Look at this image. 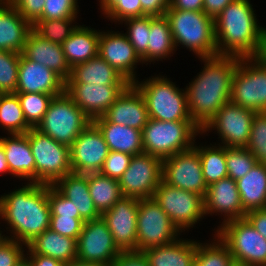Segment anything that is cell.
Here are the masks:
<instances>
[{"mask_svg":"<svg viewBox=\"0 0 266 266\" xmlns=\"http://www.w3.org/2000/svg\"><path fill=\"white\" fill-rule=\"evenodd\" d=\"M198 59L203 62V69L185 90L190 117L202 129L224 104L230 102L232 77L240 58L215 55Z\"/></svg>","mask_w":266,"mask_h":266,"instance_id":"6da1fadb","label":"cell"},{"mask_svg":"<svg viewBox=\"0 0 266 266\" xmlns=\"http://www.w3.org/2000/svg\"><path fill=\"white\" fill-rule=\"evenodd\" d=\"M0 195V220L8 226L5 237L28 245L50 228L48 185L24 182ZM9 229V230H8ZM10 233H9V232Z\"/></svg>","mask_w":266,"mask_h":266,"instance_id":"7a4b0ae2","label":"cell"},{"mask_svg":"<svg viewBox=\"0 0 266 266\" xmlns=\"http://www.w3.org/2000/svg\"><path fill=\"white\" fill-rule=\"evenodd\" d=\"M250 0H234L214 20L217 55L259 57L265 26Z\"/></svg>","mask_w":266,"mask_h":266,"instance_id":"3957f363","label":"cell"},{"mask_svg":"<svg viewBox=\"0 0 266 266\" xmlns=\"http://www.w3.org/2000/svg\"><path fill=\"white\" fill-rule=\"evenodd\" d=\"M176 47L192 51L198 58L217 55L214 19L203 11H185L169 7L165 13Z\"/></svg>","mask_w":266,"mask_h":266,"instance_id":"277c9868","label":"cell"},{"mask_svg":"<svg viewBox=\"0 0 266 266\" xmlns=\"http://www.w3.org/2000/svg\"><path fill=\"white\" fill-rule=\"evenodd\" d=\"M133 85L142 94L150 119L167 122L192 121L185 88H179L167 76L159 73L149 79H138Z\"/></svg>","mask_w":266,"mask_h":266,"instance_id":"5b68a950","label":"cell"},{"mask_svg":"<svg viewBox=\"0 0 266 266\" xmlns=\"http://www.w3.org/2000/svg\"><path fill=\"white\" fill-rule=\"evenodd\" d=\"M201 129L193 121L149 119L142 130L143 153L163 159L194 147Z\"/></svg>","mask_w":266,"mask_h":266,"instance_id":"8992f818","label":"cell"},{"mask_svg":"<svg viewBox=\"0 0 266 266\" xmlns=\"http://www.w3.org/2000/svg\"><path fill=\"white\" fill-rule=\"evenodd\" d=\"M90 123L92 120L64 91L53 97L36 129L70 147Z\"/></svg>","mask_w":266,"mask_h":266,"instance_id":"52a82bcc","label":"cell"},{"mask_svg":"<svg viewBox=\"0 0 266 266\" xmlns=\"http://www.w3.org/2000/svg\"><path fill=\"white\" fill-rule=\"evenodd\" d=\"M27 137L35 159V183L54 185L72 172L69 146L58 143L36 128H31Z\"/></svg>","mask_w":266,"mask_h":266,"instance_id":"ba28073f","label":"cell"},{"mask_svg":"<svg viewBox=\"0 0 266 266\" xmlns=\"http://www.w3.org/2000/svg\"><path fill=\"white\" fill-rule=\"evenodd\" d=\"M215 234L228 247L235 264L266 266V239L246 218L221 225Z\"/></svg>","mask_w":266,"mask_h":266,"instance_id":"9c48e42d","label":"cell"},{"mask_svg":"<svg viewBox=\"0 0 266 266\" xmlns=\"http://www.w3.org/2000/svg\"><path fill=\"white\" fill-rule=\"evenodd\" d=\"M230 101L256 113L266 112V63L262 59H239L232 77Z\"/></svg>","mask_w":266,"mask_h":266,"instance_id":"30bf717a","label":"cell"},{"mask_svg":"<svg viewBox=\"0 0 266 266\" xmlns=\"http://www.w3.org/2000/svg\"><path fill=\"white\" fill-rule=\"evenodd\" d=\"M152 198L182 233L195 227L206 216L203 196L172 187L163 181Z\"/></svg>","mask_w":266,"mask_h":266,"instance_id":"8fae6325","label":"cell"},{"mask_svg":"<svg viewBox=\"0 0 266 266\" xmlns=\"http://www.w3.org/2000/svg\"><path fill=\"white\" fill-rule=\"evenodd\" d=\"M181 233L153 198L139 199L137 252L175 242L180 238Z\"/></svg>","mask_w":266,"mask_h":266,"instance_id":"7c38bea8","label":"cell"},{"mask_svg":"<svg viewBox=\"0 0 266 266\" xmlns=\"http://www.w3.org/2000/svg\"><path fill=\"white\" fill-rule=\"evenodd\" d=\"M255 113L231 101L227 102L201 129V136L215 130L221 141L219 145L246 147Z\"/></svg>","mask_w":266,"mask_h":266,"instance_id":"4fadbf2b","label":"cell"},{"mask_svg":"<svg viewBox=\"0 0 266 266\" xmlns=\"http://www.w3.org/2000/svg\"><path fill=\"white\" fill-rule=\"evenodd\" d=\"M162 159L148 153L134 155L119 179L124 197L150 199L162 181Z\"/></svg>","mask_w":266,"mask_h":266,"instance_id":"5bb4252c","label":"cell"},{"mask_svg":"<svg viewBox=\"0 0 266 266\" xmlns=\"http://www.w3.org/2000/svg\"><path fill=\"white\" fill-rule=\"evenodd\" d=\"M121 252L102 217L83 224L77 239V260L111 266Z\"/></svg>","mask_w":266,"mask_h":266,"instance_id":"9a60e30c","label":"cell"},{"mask_svg":"<svg viewBox=\"0 0 266 266\" xmlns=\"http://www.w3.org/2000/svg\"><path fill=\"white\" fill-rule=\"evenodd\" d=\"M162 181L172 187L194 192L204 197L207 184L204 180L198 152L192 148L163 159Z\"/></svg>","mask_w":266,"mask_h":266,"instance_id":"2e32d148","label":"cell"},{"mask_svg":"<svg viewBox=\"0 0 266 266\" xmlns=\"http://www.w3.org/2000/svg\"><path fill=\"white\" fill-rule=\"evenodd\" d=\"M100 30L98 55L121 74L130 84L139 79L137 65L143 62L124 31ZM140 63V64H139ZM138 77V78H137Z\"/></svg>","mask_w":266,"mask_h":266,"instance_id":"e0dca14e","label":"cell"},{"mask_svg":"<svg viewBox=\"0 0 266 266\" xmlns=\"http://www.w3.org/2000/svg\"><path fill=\"white\" fill-rule=\"evenodd\" d=\"M109 149L99 128L92 122L70 146V163L74 173L100 172Z\"/></svg>","mask_w":266,"mask_h":266,"instance_id":"ac0fdd59","label":"cell"},{"mask_svg":"<svg viewBox=\"0 0 266 266\" xmlns=\"http://www.w3.org/2000/svg\"><path fill=\"white\" fill-rule=\"evenodd\" d=\"M138 205L139 199L123 196L101 215L122 252L137 251Z\"/></svg>","mask_w":266,"mask_h":266,"instance_id":"d6986e66","label":"cell"},{"mask_svg":"<svg viewBox=\"0 0 266 266\" xmlns=\"http://www.w3.org/2000/svg\"><path fill=\"white\" fill-rule=\"evenodd\" d=\"M205 215L210 214L215 216L218 214L222 223L214 228L215 231L225 223L245 218L246 211L241 204V196L237 189L235 180L229 177L220 179L217 182L207 186V191L204 196Z\"/></svg>","mask_w":266,"mask_h":266,"instance_id":"ffe728a7","label":"cell"},{"mask_svg":"<svg viewBox=\"0 0 266 266\" xmlns=\"http://www.w3.org/2000/svg\"><path fill=\"white\" fill-rule=\"evenodd\" d=\"M128 85L65 84V92L93 121L102 117Z\"/></svg>","mask_w":266,"mask_h":266,"instance_id":"44dd1931","label":"cell"},{"mask_svg":"<svg viewBox=\"0 0 266 266\" xmlns=\"http://www.w3.org/2000/svg\"><path fill=\"white\" fill-rule=\"evenodd\" d=\"M64 91L65 81L57 73L21 53L16 93H45L54 97Z\"/></svg>","mask_w":266,"mask_h":266,"instance_id":"7402d4cb","label":"cell"},{"mask_svg":"<svg viewBox=\"0 0 266 266\" xmlns=\"http://www.w3.org/2000/svg\"><path fill=\"white\" fill-rule=\"evenodd\" d=\"M104 117L111 123L128 126L138 130L149 121L146 102L133 85L129 84L109 107Z\"/></svg>","mask_w":266,"mask_h":266,"instance_id":"603a6c76","label":"cell"},{"mask_svg":"<svg viewBox=\"0 0 266 266\" xmlns=\"http://www.w3.org/2000/svg\"><path fill=\"white\" fill-rule=\"evenodd\" d=\"M22 54L29 60L42 64L57 73L65 82L71 67L64 56L62 46L41 38L31 30L26 38Z\"/></svg>","mask_w":266,"mask_h":266,"instance_id":"cb8c5ba5","label":"cell"},{"mask_svg":"<svg viewBox=\"0 0 266 266\" xmlns=\"http://www.w3.org/2000/svg\"><path fill=\"white\" fill-rule=\"evenodd\" d=\"M10 175L22 181L35 183V159L27 133L0 136Z\"/></svg>","mask_w":266,"mask_h":266,"instance_id":"d4e9b609","label":"cell"},{"mask_svg":"<svg viewBox=\"0 0 266 266\" xmlns=\"http://www.w3.org/2000/svg\"><path fill=\"white\" fill-rule=\"evenodd\" d=\"M32 25L8 1H0V50L22 53Z\"/></svg>","mask_w":266,"mask_h":266,"instance_id":"484cf974","label":"cell"},{"mask_svg":"<svg viewBox=\"0 0 266 266\" xmlns=\"http://www.w3.org/2000/svg\"><path fill=\"white\" fill-rule=\"evenodd\" d=\"M53 186L72 201L84 222L101 217L89 193L87 174L71 172L59 179Z\"/></svg>","mask_w":266,"mask_h":266,"instance_id":"4316f807","label":"cell"},{"mask_svg":"<svg viewBox=\"0 0 266 266\" xmlns=\"http://www.w3.org/2000/svg\"><path fill=\"white\" fill-rule=\"evenodd\" d=\"M186 239L179 238L175 242L147 248L142 252L149 266H195L197 240Z\"/></svg>","mask_w":266,"mask_h":266,"instance_id":"83f0119b","label":"cell"},{"mask_svg":"<svg viewBox=\"0 0 266 266\" xmlns=\"http://www.w3.org/2000/svg\"><path fill=\"white\" fill-rule=\"evenodd\" d=\"M129 85L130 83L99 55L71 68L65 84Z\"/></svg>","mask_w":266,"mask_h":266,"instance_id":"f1b7e54d","label":"cell"},{"mask_svg":"<svg viewBox=\"0 0 266 266\" xmlns=\"http://www.w3.org/2000/svg\"><path fill=\"white\" fill-rule=\"evenodd\" d=\"M101 131L109 151L132 156L143 153L142 130L109 122L104 116L92 121Z\"/></svg>","mask_w":266,"mask_h":266,"instance_id":"f546056e","label":"cell"},{"mask_svg":"<svg viewBox=\"0 0 266 266\" xmlns=\"http://www.w3.org/2000/svg\"><path fill=\"white\" fill-rule=\"evenodd\" d=\"M27 249L26 255H45L65 264L77 260V240L51 229L37 236L27 245Z\"/></svg>","mask_w":266,"mask_h":266,"instance_id":"4dcf8cb0","label":"cell"},{"mask_svg":"<svg viewBox=\"0 0 266 266\" xmlns=\"http://www.w3.org/2000/svg\"><path fill=\"white\" fill-rule=\"evenodd\" d=\"M100 30L79 25L61 45L70 67L86 62L98 55Z\"/></svg>","mask_w":266,"mask_h":266,"instance_id":"1f68e13d","label":"cell"},{"mask_svg":"<svg viewBox=\"0 0 266 266\" xmlns=\"http://www.w3.org/2000/svg\"><path fill=\"white\" fill-rule=\"evenodd\" d=\"M170 24L164 16H150V35L147 52L141 57L146 66L169 59L176 52ZM167 58V59H166Z\"/></svg>","mask_w":266,"mask_h":266,"instance_id":"d6a6232c","label":"cell"},{"mask_svg":"<svg viewBox=\"0 0 266 266\" xmlns=\"http://www.w3.org/2000/svg\"><path fill=\"white\" fill-rule=\"evenodd\" d=\"M243 209L248 212L266 209V165L256 163L251 170L236 181Z\"/></svg>","mask_w":266,"mask_h":266,"instance_id":"836d02e7","label":"cell"},{"mask_svg":"<svg viewBox=\"0 0 266 266\" xmlns=\"http://www.w3.org/2000/svg\"><path fill=\"white\" fill-rule=\"evenodd\" d=\"M89 193L100 215L111 209L123 197L119 180L97 173L87 174Z\"/></svg>","mask_w":266,"mask_h":266,"instance_id":"e575fe53","label":"cell"},{"mask_svg":"<svg viewBox=\"0 0 266 266\" xmlns=\"http://www.w3.org/2000/svg\"><path fill=\"white\" fill-rule=\"evenodd\" d=\"M194 143V149L200 156L202 165V172L204 180L208 185L219 181L222 178L228 177V170L226 166V146L219 144H211L202 146V144L196 145ZM217 145V146H216Z\"/></svg>","mask_w":266,"mask_h":266,"instance_id":"d590c367","label":"cell"},{"mask_svg":"<svg viewBox=\"0 0 266 266\" xmlns=\"http://www.w3.org/2000/svg\"><path fill=\"white\" fill-rule=\"evenodd\" d=\"M0 127L5 134H25L32 127L26 122L15 93L0 96Z\"/></svg>","mask_w":266,"mask_h":266,"instance_id":"8d00e7d4","label":"cell"},{"mask_svg":"<svg viewBox=\"0 0 266 266\" xmlns=\"http://www.w3.org/2000/svg\"><path fill=\"white\" fill-rule=\"evenodd\" d=\"M212 241L201 243L197 241L195 266H234L235 261L228 247L213 234Z\"/></svg>","mask_w":266,"mask_h":266,"instance_id":"74e56055","label":"cell"},{"mask_svg":"<svg viewBox=\"0 0 266 266\" xmlns=\"http://www.w3.org/2000/svg\"><path fill=\"white\" fill-rule=\"evenodd\" d=\"M77 18L37 20L32 30L41 38L62 45L77 28ZM75 24V25H74Z\"/></svg>","mask_w":266,"mask_h":266,"instance_id":"f35d334b","label":"cell"},{"mask_svg":"<svg viewBox=\"0 0 266 266\" xmlns=\"http://www.w3.org/2000/svg\"><path fill=\"white\" fill-rule=\"evenodd\" d=\"M99 9L104 17L110 22L118 23L125 19L143 17L140 0H98Z\"/></svg>","mask_w":266,"mask_h":266,"instance_id":"ab89813d","label":"cell"},{"mask_svg":"<svg viewBox=\"0 0 266 266\" xmlns=\"http://www.w3.org/2000/svg\"><path fill=\"white\" fill-rule=\"evenodd\" d=\"M18 96L26 122L36 128L42 121L49 103L53 99L52 95L45 93H15Z\"/></svg>","mask_w":266,"mask_h":266,"instance_id":"60d3db41","label":"cell"},{"mask_svg":"<svg viewBox=\"0 0 266 266\" xmlns=\"http://www.w3.org/2000/svg\"><path fill=\"white\" fill-rule=\"evenodd\" d=\"M254 155L246 147H226L228 177L237 181L256 165Z\"/></svg>","mask_w":266,"mask_h":266,"instance_id":"b9f144b4","label":"cell"},{"mask_svg":"<svg viewBox=\"0 0 266 266\" xmlns=\"http://www.w3.org/2000/svg\"><path fill=\"white\" fill-rule=\"evenodd\" d=\"M127 27L125 35L140 58L147 52L150 35V16L128 18L120 24Z\"/></svg>","mask_w":266,"mask_h":266,"instance_id":"7bdbcfd3","label":"cell"},{"mask_svg":"<svg viewBox=\"0 0 266 266\" xmlns=\"http://www.w3.org/2000/svg\"><path fill=\"white\" fill-rule=\"evenodd\" d=\"M21 53L0 50V91L16 93Z\"/></svg>","mask_w":266,"mask_h":266,"instance_id":"ee69618b","label":"cell"},{"mask_svg":"<svg viewBox=\"0 0 266 266\" xmlns=\"http://www.w3.org/2000/svg\"><path fill=\"white\" fill-rule=\"evenodd\" d=\"M246 148L254 155L257 163L266 165V112L255 113Z\"/></svg>","mask_w":266,"mask_h":266,"instance_id":"f6af8a7d","label":"cell"},{"mask_svg":"<svg viewBox=\"0 0 266 266\" xmlns=\"http://www.w3.org/2000/svg\"><path fill=\"white\" fill-rule=\"evenodd\" d=\"M78 0H45L42 17L39 20L78 18Z\"/></svg>","mask_w":266,"mask_h":266,"instance_id":"bcb514c9","label":"cell"},{"mask_svg":"<svg viewBox=\"0 0 266 266\" xmlns=\"http://www.w3.org/2000/svg\"><path fill=\"white\" fill-rule=\"evenodd\" d=\"M50 216H72L81 218L78 210L68 198L64 197L53 185H48Z\"/></svg>","mask_w":266,"mask_h":266,"instance_id":"7dc6e473","label":"cell"},{"mask_svg":"<svg viewBox=\"0 0 266 266\" xmlns=\"http://www.w3.org/2000/svg\"><path fill=\"white\" fill-rule=\"evenodd\" d=\"M132 157L131 154L109 151L100 173L107 177L119 180L129 167Z\"/></svg>","mask_w":266,"mask_h":266,"instance_id":"c3c4849f","label":"cell"},{"mask_svg":"<svg viewBox=\"0 0 266 266\" xmlns=\"http://www.w3.org/2000/svg\"><path fill=\"white\" fill-rule=\"evenodd\" d=\"M84 223L81 218H72V216H50L49 229L77 240Z\"/></svg>","mask_w":266,"mask_h":266,"instance_id":"681fc988","label":"cell"},{"mask_svg":"<svg viewBox=\"0 0 266 266\" xmlns=\"http://www.w3.org/2000/svg\"><path fill=\"white\" fill-rule=\"evenodd\" d=\"M27 246L5 238L0 243V266H14L24 255Z\"/></svg>","mask_w":266,"mask_h":266,"instance_id":"f907efd6","label":"cell"},{"mask_svg":"<svg viewBox=\"0 0 266 266\" xmlns=\"http://www.w3.org/2000/svg\"><path fill=\"white\" fill-rule=\"evenodd\" d=\"M17 12L33 25L42 17L45 0H8Z\"/></svg>","mask_w":266,"mask_h":266,"instance_id":"816d5d0a","label":"cell"},{"mask_svg":"<svg viewBox=\"0 0 266 266\" xmlns=\"http://www.w3.org/2000/svg\"><path fill=\"white\" fill-rule=\"evenodd\" d=\"M111 266H149V263L143 252L127 251L121 252Z\"/></svg>","mask_w":266,"mask_h":266,"instance_id":"f5cc1de1","label":"cell"},{"mask_svg":"<svg viewBox=\"0 0 266 266\" xmlns=\"http://www.w3.org/2000/svg\"><path fill=\"white\" fill-rule=\"evenodd\" d=\"M143 16H164L170 0H140Z\"/></svg>","mask_w":266,"mask_h":266,"instance_id":"db71d44e","label":"cell"},{"mask_svg":"<svg viewBox=\"0 0 266 266\" xmlns=\"http://www.w3.org/2000/svg\"><path fill=\"white\" fill-rule=\"evenodd\" d=\"M245 218L266 239V209L250 210L246 213Z\"/></svg>","mask_w":266,"mask_h":266,"instance_id":"11a10c76","label":"cell"},{"mask_svg":"<svg viewBox=\"0 0 266 266\" xmlns=\"http://www.w3.org/2000/svg\"><path fill=\"white\" fill-rule=\"evenodd\" d=\"M234 0H203V12L216 19L226 6Z\"/></svg>","mask_w":266,"mask_h":266,"instance_id":"9f6ffc18","label":"cell"},{"mask_svg":"<svg viewBox=\"0 0 266 266\" xmlns=\"http://www.w3.org/2000/svg\"><path fill=\"white\" fill-rule=\"evenodd\" d=\"M169 7L185 11H203V0H170Z\"/></svg>","mask_w":266,"mask_h":266,"instance_id":"6f0895ef","label":"cell"},{"mask_svg":"<svg viewBox=\"0 0 266 266\" xmlns=\"http://www.w3.org/2000/svg\"><path fill=\"white\" fill-rule=\"evenodd\" d=\"M31 266H65L66 264L45 255H27Z\"/></svg>","mask_w":266,"mask_h":266,"instance_id":"680465c9","label":"cell"},{"mask_svg":"<svg viewBox=\"0 0 266 266\" xmlns=\"http://www.w3.org/2000/svg\"><path fill=\"white\" fill-rule=\"evenodd\" d=\"M4 173L5 174L8 173L10 175L7 161H6V155L2 147V143L0 142V174L4 175Z\"/></svg>","mask_w":266,"mask_h":266,"instance_id":"91938a15","label":"cell"},{"mask_svg":"<svg viewBox=\"0 0 266 266\" xmlns=\"http://www.w3.org/2000/svg\"><path fill=\"white\" fill-rule=\"evenodd\" d=\"M65 266H104V265L99 263H90V262H82L79 260H74L69 263H66Z\"/></svg>","mask_w":266,"mask_h":266,"instance_id":"94428289","label":"cell"},{"mask_svg":"<svg viewBox=\"0 0 266 266\" xmlns=\"http://www.w3.org/2000/svg\"><path fill=\"white\" fill-rule=\"evenodd\" d=\"M259 58L262 59L266 63V28L264 29L262 50L259 55Z\"/></svg>","mask_w":266,"mask_h":266,"instance_id":"6125c7cd","label":"cell"},{"mask_svg":"<svg viewBox=\"0 0 266 266\" xmlns=\"http://www.w3.org/2000/svg\"><path fill=\"white\" fill-rule=\"evenodd\" d=\"M14 266H31L28 256L25 254Z\"/></svg>","mask_w":266,"mask_h":266,"instance_id":"be15d7a7","label":"cell"},{"mask_svg":"<svg viewBox=\"0 0 266 266\" xmlns=\"http://www.w3.org/2000/svg\"><path fill=\"white\" fill-rule=\"evenodd\" d=\"M1 229V228H0ZM3 230V231H2ZM0 230V243L6 238V234H3L4 233V229Z\"/></svg>","mask_w":266,"mask_h":266,"instance_id":"e7e4bbea","label":"cell"},{"mask_svg":"<svg viewBox=\"0 0 266 266\" xmlns=\"http://www.w3.org/2000/svg\"><path fill=\"white\" fill-rule=\"evenodd\" d=\"M234 266H245V265H240V264H234Z\"/></svg>","mask_w":266,"mask_h":266,"instance_id":"03108f58","label":"cell"}]
</instances>
